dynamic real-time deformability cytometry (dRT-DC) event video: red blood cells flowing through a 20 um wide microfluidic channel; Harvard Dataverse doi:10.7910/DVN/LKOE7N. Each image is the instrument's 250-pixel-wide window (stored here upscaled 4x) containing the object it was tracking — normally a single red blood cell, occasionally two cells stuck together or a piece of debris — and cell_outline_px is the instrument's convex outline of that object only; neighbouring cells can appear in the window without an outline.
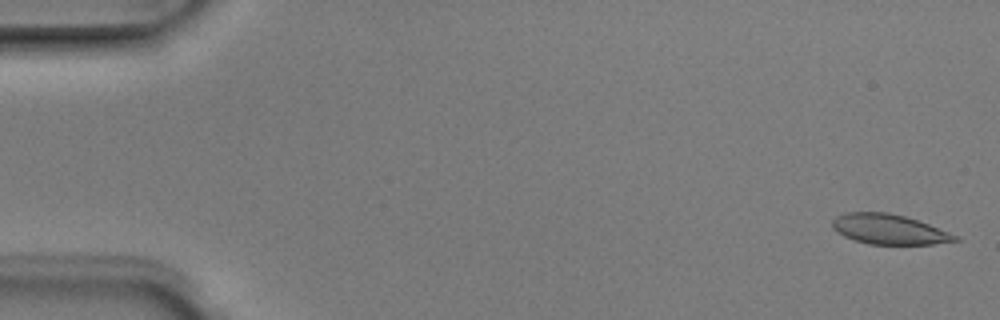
{"species": "Egyptian fruit bat (a non-hibernating species)", "species_latin": "Rousettus aegyptiacus", "temperature_condition": "room temperature", "stored_images_in_passage": 4, "camera_frame_rate_fps": 3000, "um_per_image_px": 0.085, "animal": {"sex": "male"}, "frame": {"image": 1, "passage_image": 1, "time_ms": 0.0, "image_size_px": [1000, 320], "cell_outline_px": [[960, 240], [932, 244], [868, 244], [844, 236], [836, 232], [832, 228], [832, 220], [836, 216], [844, 212], [888, 212], [904, 216], [928, 224], [948, 232], [956, 236]], "centroid_in_image_um": [75.5, 19.48], "position_along_channel_um": 9.5, "area_um2": 21.27}}
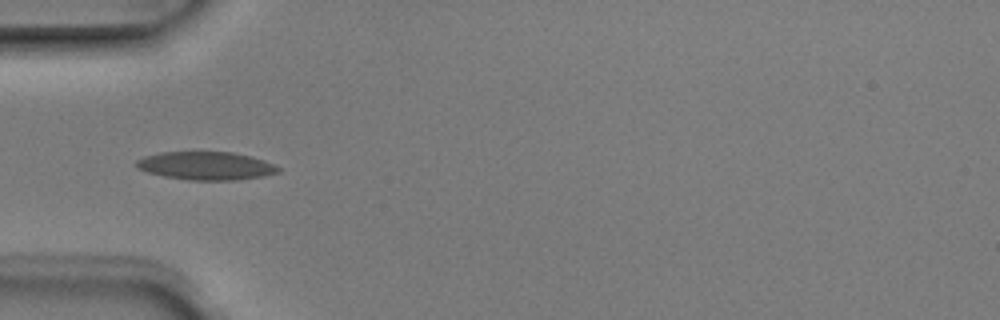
{"frame": {"image": 2, "passage_image": 4, "time_ms": 1.0, "image_size_px": [1000, 320], "cell_outline_px": [[280, 172], [264, 176], [232, 180], [188, 180], [164, 176], [148, 172], [136, 168], [136, 160], [144, 156], [160, 152], [232, 152], [252, 156], [264, 160], [280, 168]], "centroid_in_image_um": [17.5, 14.09], "position_along_channel_um": 67.5, "area_um2": 23.29}}